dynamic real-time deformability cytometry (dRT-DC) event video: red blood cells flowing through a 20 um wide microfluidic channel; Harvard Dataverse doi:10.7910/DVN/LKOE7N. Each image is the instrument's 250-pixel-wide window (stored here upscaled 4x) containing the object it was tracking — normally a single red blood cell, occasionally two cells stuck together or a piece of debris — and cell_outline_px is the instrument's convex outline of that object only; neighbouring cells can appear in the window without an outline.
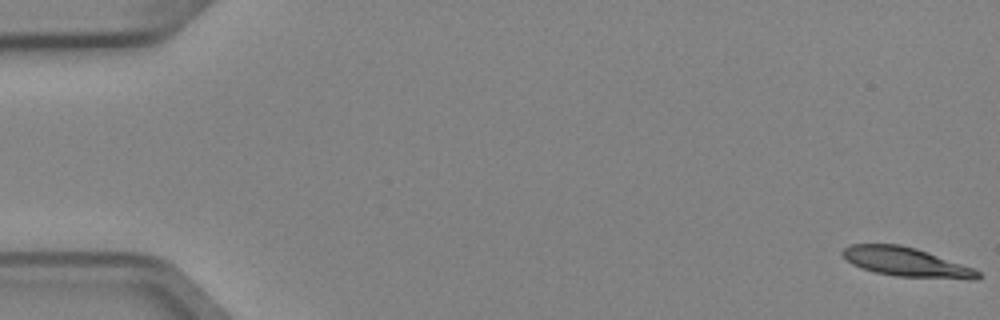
{"species": "Egyptian fruit bat (a non-hibernating species)", "species_latin": "Rousettus aegyptiacus", "temperature_condition": "cold", "stored_images_in_passage": 5, "camera_frame_rate_fps": 3000, "um_per_image_px": 0.085, "animal": {"sex": "female"}, "frame": {"image": 1, "passage_image": 1, "time_ms": 0.0, "image_size_px": [1000, 320], "cell_outline_px": [[980, 276], [976, 280], [968, 280], [896, 276], [876, 272], [852, 264], [840, 252], [844, 248], [852, 244], [900, 244], [916, 248], [972, 268], [980, 272]], "centroid_in_image_um": [77.05, 22.28], "position_along_channel_um": 8.0, "area_um2": 22.77}}
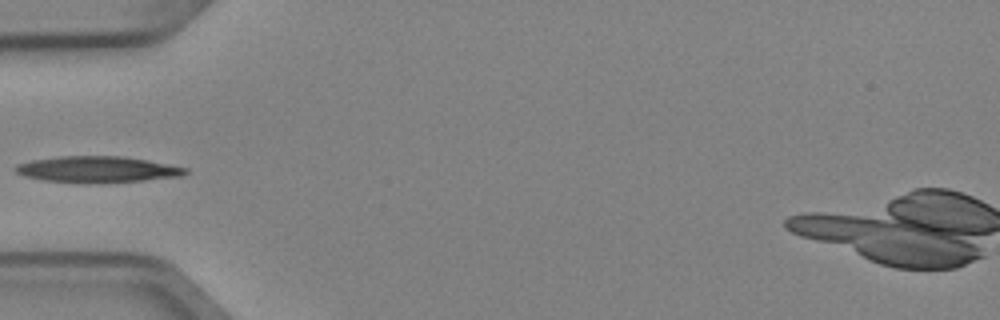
{"frame": {"image": 2, "passage_image": 5, "time_ms": 1.333, "image_size_px": [1000, 320], "cell_outline_px": [[188, 172], [180, 176], [144, 180], [100, 184], [44, 180], [24, 176], [16, 172], [12, 168], [16, 164], [32, 160], [60, 156], [124, 156], [188, 168]], "centroid_in_image_um": [8.24, 14.4], "position_along_channel_um": 76.8, "area_um2": 26.01}}